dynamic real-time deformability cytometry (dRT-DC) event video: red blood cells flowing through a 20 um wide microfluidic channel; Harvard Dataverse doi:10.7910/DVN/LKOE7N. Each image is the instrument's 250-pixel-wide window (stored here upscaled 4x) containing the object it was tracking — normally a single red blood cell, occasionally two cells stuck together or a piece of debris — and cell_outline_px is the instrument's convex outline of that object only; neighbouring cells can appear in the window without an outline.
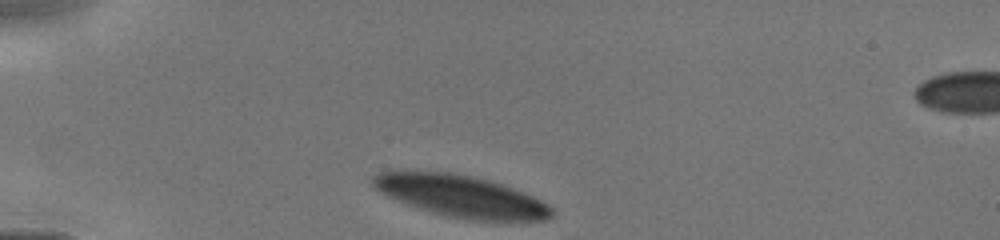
{"species": "human", "species_latin": "Homo sapiens", "temperature_condition": "cold", "stored_images_in_passage": 36, "camera_frame_rate_fps": 3000, "um_per_image_px": 0.085, "donor": {"sex": "male"}, "frame": {"image": 1, "passage_image": 1, "time_ms": 0.0, "image_size_px": [1000, 240], "cell_outline_px": [[552, 216], [548, 220], [520, 224], [472, 220], [448, 216], [416, 208], [388, 196], [380, 192], [372, 184], [372, 176], [380, 172], [448, 172], [472, 176], [488, 180], [512, 188], [532, 196], [540, 200], [552, 208]], "centroid_in_image_um": [39.29, 16.73], "position_along_channel_um": 45.7, "area_um2": 43.87}}
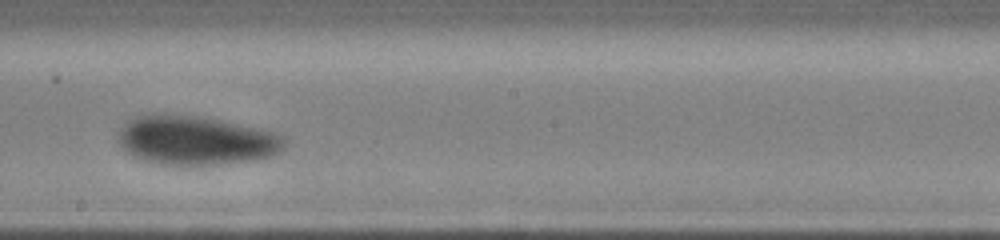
{"frame": {"image": 2, "passage_image": 20, "time_ms": 5.0, "image_size_px": [1000, 240], "cell_outline_px": [[288, 144], [280, 152], [272, 156], [256, 160], [220, 164], [160, 164], [144, 160], [128, 152], [116, 140], [120, 128], [128, 120], [136, 116], [196, 116], [216, 120], [272, 132], [284, 136], [288, 140]], "centroid_in_image_um": [16.69, 11.96], "position_along_channel_um": 231.5, "area_um2": 46.59}}
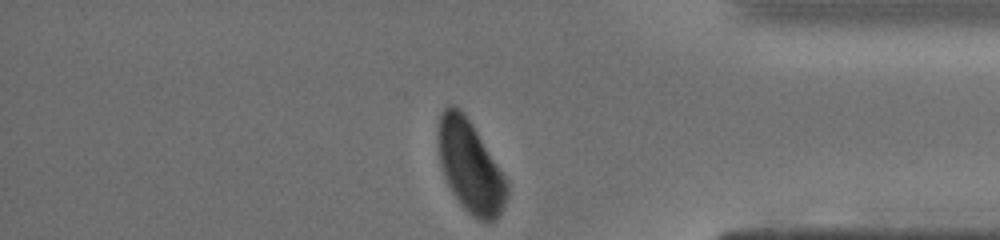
{"frame": {"image": 3, "passage_image": 36, "time_ms": 9.0, "image_size_px": [1000, 240], "cell_outline_px": [[508, 196], [504, 208], [496, 220], [480, 220], [472, 216], [464, 208], [452, 192], [444, 176], [440, 164], [436, 132], [440, 112], [448, 104], [452, 104], [460, 108], [464, 112], [472, 124], [504, 176], [508, 184]], "centroid_in_image_um": [39.93, 14.12], "position_along_channel_um": 395.3, "area_um2": 36.88}}